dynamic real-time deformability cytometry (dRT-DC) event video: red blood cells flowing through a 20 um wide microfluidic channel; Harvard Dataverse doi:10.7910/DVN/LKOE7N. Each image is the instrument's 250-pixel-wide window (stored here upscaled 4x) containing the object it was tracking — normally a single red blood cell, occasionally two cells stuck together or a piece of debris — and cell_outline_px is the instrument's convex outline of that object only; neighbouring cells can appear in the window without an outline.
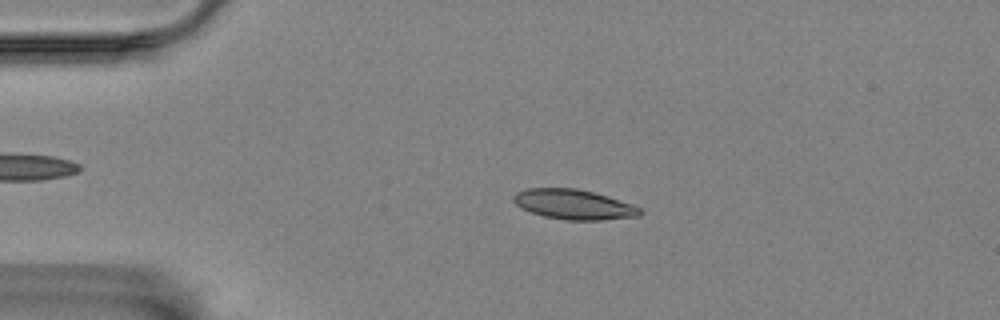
{"species": "Egyptian fruit bat (a non-hibernating species)", "species_latin": "Rousettus aegyptiacus", "temperature_condition": "room temperature", "stored_images_in_passage": 4, "camera_frame_rate_fps": 3000, "um_per_image_px": 0.085, "animal": {"sex": "female"}, "frame": {"image": 1, "passage_image": 3, "time_ms": 2.333, "image_size_px": [1000, 320], "cell_outline_px": [[644, 212], [640, 216], [600, 220], [564, 220], [544, 216], [520, 208], [512, 200], [512, 196], [516, 192], [528, 188], [576, 188], [608, 196], [632, 204], [640, 208]], "centroid_in_image_um": [48.76, 17.38], "position_along_channel_um": 36.2, "area_um2": 22.14}}